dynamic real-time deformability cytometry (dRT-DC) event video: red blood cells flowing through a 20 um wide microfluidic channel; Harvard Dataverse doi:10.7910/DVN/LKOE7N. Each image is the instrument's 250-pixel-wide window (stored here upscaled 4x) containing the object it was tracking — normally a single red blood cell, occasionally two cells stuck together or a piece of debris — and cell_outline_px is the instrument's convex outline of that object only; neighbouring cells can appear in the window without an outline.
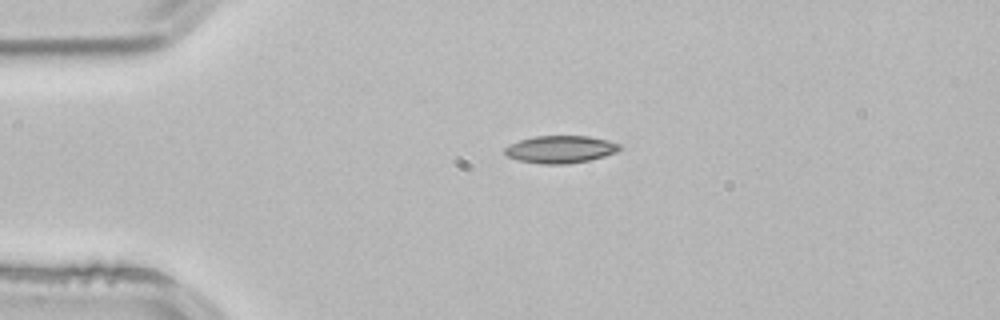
{"species": "common noctule bat (a hibernating species)", "species_latin": "Nyctalus noctula", "temperature_condition": "room temperature", "stored_images_in_passage": 2, "camera_frame_rate_fps": 3000, "um_per_image_px": 0.085, "animal": {"sex": "male", "body_mass_g": 21.5, "forearm_length_mm": 52.0}, "frame": {"image": 1, "passage_image": 1, "time_ms": 0.0, "image_size_px": [1000, 320], "cell_outline_px": [[624, 148], [616, 152], [604, 156], [588, 160], [564, 164], [544, 164], [520, 160], [508, 156], [504, 152], [504, 148], [520, 140], [536, 136], [588, 136], [608, 140], [620, 144]], "centroid_in_image_um": [47.69, 12.68], "position_along_channel_um": 37.3, "area_um2": 18.15}}